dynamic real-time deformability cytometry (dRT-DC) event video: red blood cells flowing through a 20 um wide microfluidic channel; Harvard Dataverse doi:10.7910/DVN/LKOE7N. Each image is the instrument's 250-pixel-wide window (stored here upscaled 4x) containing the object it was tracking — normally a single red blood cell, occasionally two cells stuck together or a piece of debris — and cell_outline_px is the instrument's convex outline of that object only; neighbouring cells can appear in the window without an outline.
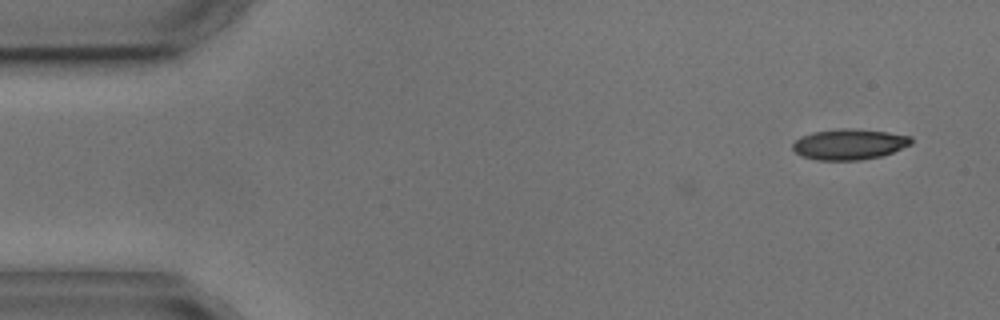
{"species": "common noctule bat (a hibernating species)", "species_latin": "Nyctalus noctula", "temperature_condition": "cold", "stored_images_in_passage": 4, "camera_frame_rate_fps": 3000, "um_per_image_px": 0.085, "animal": {"sex": "male", "body_mass_g": 17.9, "forearm_length_mm": 54.2}, "frame": {"image": 1, "passage_image": 1, "time_ms": 0.0, "image_size_px": [1000, 320], "cell_outline_px": [[912, 144], [892, 152], [880, 156], [860, 160], [816, 160], [800, 156], [792, 148], [792, 144], [800, 136], [812, 132], [840, 128], [856, 128], [888, 132], [912, 136]], "centroid_in_image_um": [72.17, 12.25], "position_along_channel_um": 12.8, "area_um2": 21.39}}
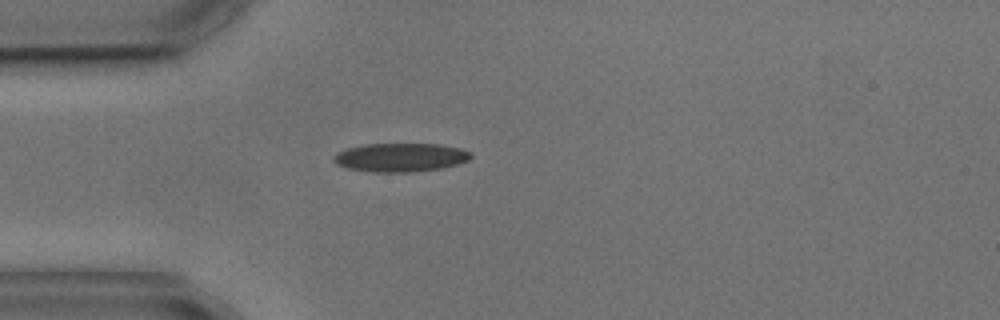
{"frame": {"image": 2, "passage_image": 4, "time_ms": 3.667, "image_size_px": [1000, 320], "cell_outline_px": [[472, 156], [468, 160], [456, 164], [440, 168], [408, 172], [372, 172], [348, 168], [336, 164], [332, 160], [340, 152], [348, 148], [364, 144], [440, 144], [460, 148], [472, 152]], "centroid_in_image_um": [34.06, 13.37], "position_along_channel_um": 50.9, "area_um2": 22.66}}